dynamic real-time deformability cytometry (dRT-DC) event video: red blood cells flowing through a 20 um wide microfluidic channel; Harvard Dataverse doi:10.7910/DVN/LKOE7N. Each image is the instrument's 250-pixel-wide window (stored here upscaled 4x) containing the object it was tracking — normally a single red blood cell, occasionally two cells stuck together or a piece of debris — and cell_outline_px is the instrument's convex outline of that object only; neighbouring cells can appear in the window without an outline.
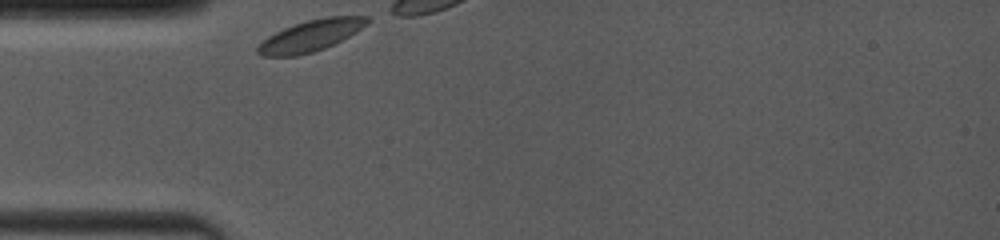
{"species": "common noctule bat (a hibernating species)", "species_latin": "Nyctalus noctula", "temperature_condition": "room temperature", "stored_images_in_passage": 5, "camera_frame_rate_fps": 4000, "um_per_image_px": 0.085, "animal": {"sex": "female", "body_mass_g": 19.0, "forearm_length_mm": 53.3}, "frame": {"image": 1, "passage_image": 1, "time_ms": 0.0, "image_size_px": [1000, 240], "cell_outline_px": [[368, 20], [356, 32], [324, 48], [312, 52], [296, 56], [264, 56], [256, 52], [256, 48], [268, 36], [284, 28], [308, 20], [324, 16], [368, 16]], "centroid_in_image_um": [26.37, 3.03], "position_along_channel_um": 58.6, "area_um2": 19.48}}